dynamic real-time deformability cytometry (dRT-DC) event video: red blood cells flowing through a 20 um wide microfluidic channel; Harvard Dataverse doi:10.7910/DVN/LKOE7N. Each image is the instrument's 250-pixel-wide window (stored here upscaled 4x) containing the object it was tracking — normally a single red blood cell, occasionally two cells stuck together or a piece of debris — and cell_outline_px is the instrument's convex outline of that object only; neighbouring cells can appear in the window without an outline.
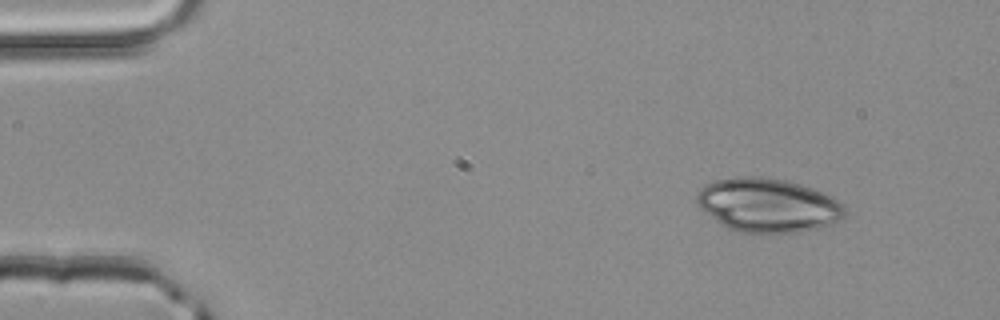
{"species": "common noctule bat (a hibernating species)", "species_latin": "Nyctalus noctula", "temperature_condition": "room temperature", "stored_images_in_passage": 3, "camera_frame_rate_fps": 3000, "um_per_image_px": 0.085, "animal": {"sex": "male", "body_mass_g": 20.4}, "frame": {"image": 1, "passage_image": 1, "time_ms": 0.0, "image_size_px": [1000, 320], "cell_outline_px": [[848, 212], [840, 220], [816, 228], [800, 232], [736, 232], [728, 228], [704, 212], [696, 204], [696, 196], [700, 188], [704, 184], [716, 180], [732, 176], [760, 176], [784, 180], [800, 184], [824, 192], [832, 196], [844, 204]], "centroid_in_image_um": [65.26, 17.42], "position_along_channel_um": 19.7, "area_um2": 46.7}}